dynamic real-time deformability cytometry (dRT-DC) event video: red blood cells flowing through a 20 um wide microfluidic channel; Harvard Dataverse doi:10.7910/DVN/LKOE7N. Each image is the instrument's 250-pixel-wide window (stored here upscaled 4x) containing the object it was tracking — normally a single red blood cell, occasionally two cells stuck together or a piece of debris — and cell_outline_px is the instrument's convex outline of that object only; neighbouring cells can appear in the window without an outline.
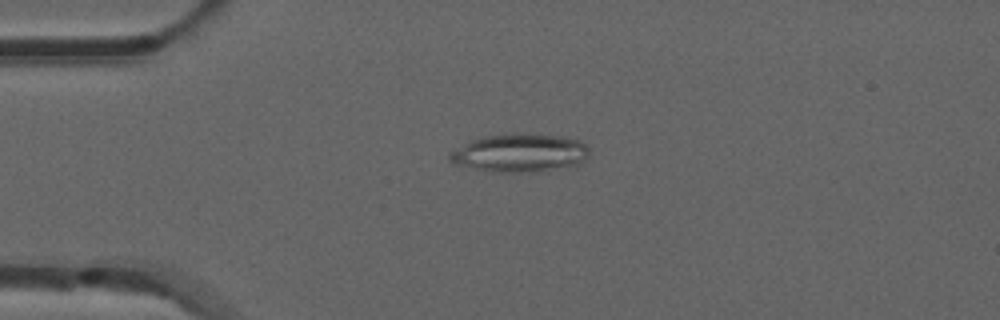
{"species": "common noctule bat (a hibernating species)", "species_latin": "Nyctalus noctula", "temperature_condition": "room temperature", "stored_images_in_passage": 3, "camera_frame_rate_fps": 3000, "um_per_image_px": 0.085, "animal": {"sex": "male", "forearm_length_mm": 52.5}, "frame": {"image": 1, "passage_image": 3, "time_ms": 0.667, "image_size_px": [1000, 320], "cell_outline_px": [[588, 156], [576, 168], [508, 172], [500, 172], [452, 164], [448, 160], [448, 152], [472, 140], [484, 136], [560, 136], [580, 140], [588, 148]], "centroid_in_image_um": [44.21, 13.04], "position_along_channel_um": 40.8, "area_um2": 30.23}}